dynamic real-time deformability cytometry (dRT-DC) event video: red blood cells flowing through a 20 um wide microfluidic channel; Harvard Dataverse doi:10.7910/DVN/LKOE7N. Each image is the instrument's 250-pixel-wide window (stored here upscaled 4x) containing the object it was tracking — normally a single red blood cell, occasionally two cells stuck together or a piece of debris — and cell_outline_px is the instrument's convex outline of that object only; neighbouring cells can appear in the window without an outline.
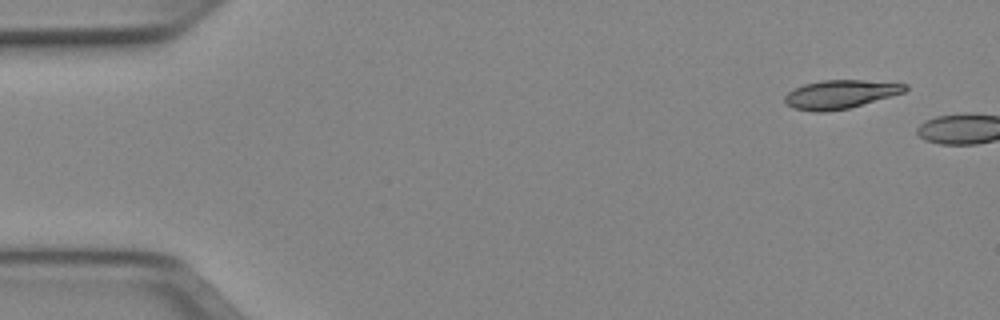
{"species": "Egyptian fruit bat (a non-hibernating species)", "species_latin": "Rousettus aegyptiacus", "temperature_condition": "cold", "stored_images_in_passage": 2, "camera_frame_rate_fps": 3000, "um_per_image_px": 0.085, "animal": {"sex": "female"}, "frame": {"image": 1, "passage_image": 1, "time_ms": 0.0, "image_size_px": [1000, 320], "cell_outline_px": [[908, 88], [904, 92], [848, 108], [824, 112], [816, 112], [792, 108], [784, 104], [784, 96], [788, 92], [804, 84], [824, 80], [864, 80], [908, 84]], "centroid_in_image_um": [71.38, 8.01], "position_along_channel_um": 13.6, "area_um2": 19.88}}